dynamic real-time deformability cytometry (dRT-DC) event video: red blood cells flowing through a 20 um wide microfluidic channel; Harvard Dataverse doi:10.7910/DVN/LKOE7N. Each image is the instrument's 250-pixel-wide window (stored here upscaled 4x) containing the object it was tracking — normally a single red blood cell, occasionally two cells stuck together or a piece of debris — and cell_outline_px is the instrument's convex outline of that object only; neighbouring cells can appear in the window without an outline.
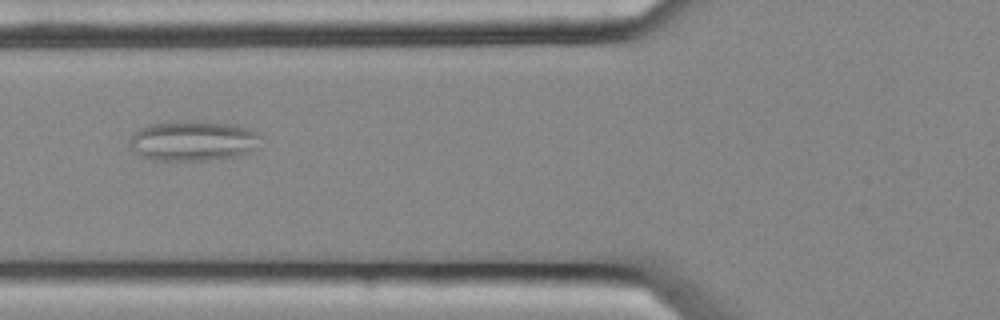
{"species": "common noctule bat (a hibernating species)", "species_latin": "Nyctalus noctula", "temperature_condition": "cold", "stored_images_in_passage": 42, "camera_frame_rate_fps": 3000, "um_per_image_px": 0.085, "animal": {"sex": "female", "body_mass_g": 25.1}, "frame": {"image": 1, "passage_image": 8, "time_ms": 2.333, "image_size_px": [1000, 320], "cell_outline_px": [[260, 136], [252, 148], [248, 152], [236, 156], [212, 160], [152, 160], [140, 156], [132, 148], [128, 140], [140, 128], [152, 124], [236, 124], [248, 128], [256, 132]], "centroid_in_image_um": [16.38, 12.03], "position_along_channel_um": 109.4, "area_um2": 29.19}}
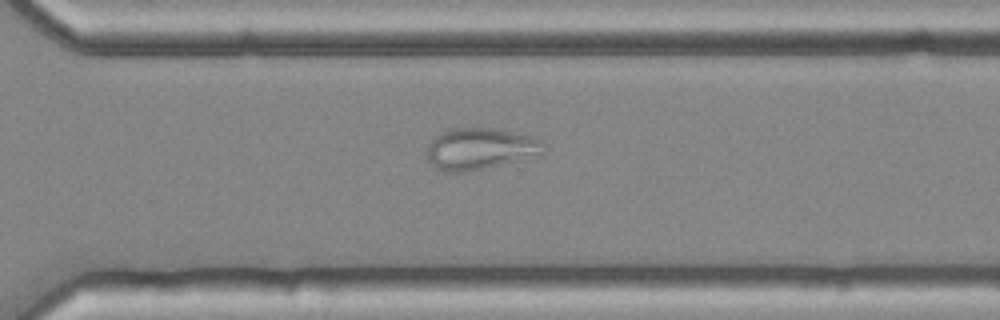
{"frame": {"image": 2, "passage_image": 26, "time_ms": 8.333, "image_size_px": [1000, 320], "cell_outline_px": [[544, 156], [464, 172], [448, 172], [436, 168], [428, 160], [428, 144], [440, 132], [448, 128], [504, 128], [532, 136], [540, 140], [544, 144]], "centroid_in_image_um": [40.89, 12.63], "position_along_channel_um": 329.7, "area_um2": 28.84}}
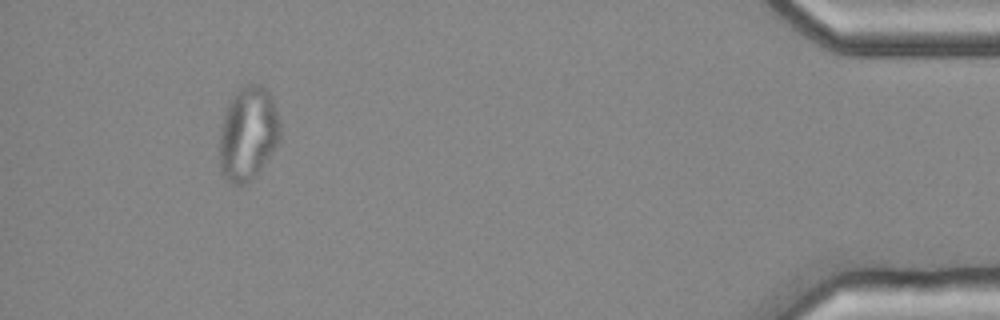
{"frame": {"image": 3, "passage_image": 38, "time_ms": 12.333, "image_size_px": [1000, 320], "cell_outline_px": [[280, 140], [256, 176], [244, 184], [232, 184], [220, 172], [220, 128], [224, 112], [232, 92], [248, 84], [260, 84], [272, 96], [280, 124]], "centroid_in_image_um": [21.07, 11.33], "position_along_channel_um": 414.1, "area_um2": 33.41}, "authors_computed_cell_mechanics": {"area_um2": 29.5069, "velocity_mm_per_s": 3.671, "shape_relaxation_time_tau1_ms": null, "shape_relaxation_time_tau2_ms": 2.856, "deformation_change_tau1": null, "deformation_change_tau2": 0.0906}}